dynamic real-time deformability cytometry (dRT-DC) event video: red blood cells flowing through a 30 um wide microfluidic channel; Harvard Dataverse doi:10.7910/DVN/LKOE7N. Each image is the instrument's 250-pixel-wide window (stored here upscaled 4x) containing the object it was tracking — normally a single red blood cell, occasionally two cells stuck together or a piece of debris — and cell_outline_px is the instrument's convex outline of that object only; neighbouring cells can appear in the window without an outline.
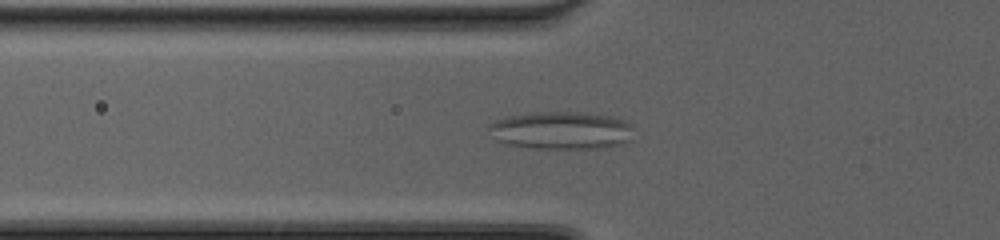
{"species": "common noctule bat (a hibernating species)", "species_latin": "Nyctalus noctula", "temperature_condition": "cold", "stored_images_in_passage": 50, "camera_frame_rate_fps": 3000, "um_per_image_px": 0.085, "animal": {"sex": "female", "body_mass_g": 20.0, "forearm_length_mm": 54.0}, "frame": {"image": 1, "passage_image": 19, "time_ms": 6.0, "image_size_px": [1000, 240], "cell_outline_px": [[632, 128], [628, 140], [620, 144], [604, 148], [536, 148], [504, 144], [496, 140], [488, 128], [488, 124], [496, 120], [508, 116], [536, 112], [580, 112], [612, 116], [624, 120], [632, 124]], "centroid_in_image_um": [47.69, 11.08], "position_along_channel_um": 78.1, "area_um2": 31.79}}
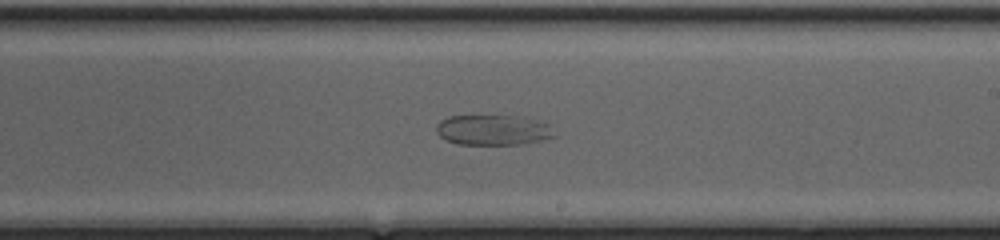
{"frame": {"image": 2, "passage_image": 31, "time_ms": 10.0, "image_size_px": [1000, 240], "cell_outline_px": [[556, 136], [540, 140], [520, 144], [460, 144], [444, 140], [436, 132], [436, 124], [440, 120], [448, 116], [520, 116], [552, 124]], "centroid_in_image_um": [41.92, 11.04], "position_along_channel_um": 247.1, "area_um2": 20.98}}
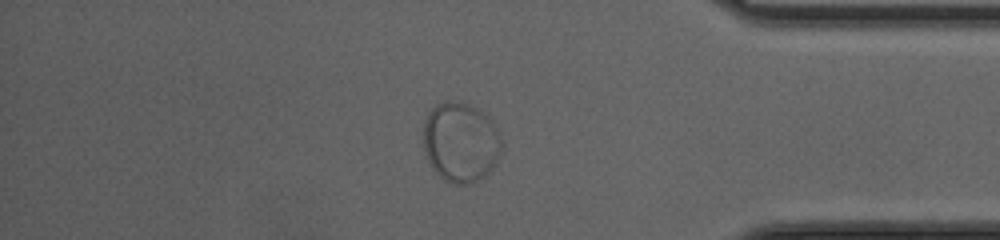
{"frame": {"image": 3, "passage_image": 43, "time_ms": 14.0, "image_size_px": [1000, 240], "cell_outline_px": [[504, 144], [496, 164], [480, 180], [468, 184], [452, 184], [444, 180], [436, 172], [428, 160], [424, 148], [424, 120], [428, 112], [436, 104], [448, 100], [472, 104], [488, 116], [500, 132]], "centroid_in_image_um": [39.19, 12.07], "position_along_channel_um": 396.0, "area_um2": 36.99}}